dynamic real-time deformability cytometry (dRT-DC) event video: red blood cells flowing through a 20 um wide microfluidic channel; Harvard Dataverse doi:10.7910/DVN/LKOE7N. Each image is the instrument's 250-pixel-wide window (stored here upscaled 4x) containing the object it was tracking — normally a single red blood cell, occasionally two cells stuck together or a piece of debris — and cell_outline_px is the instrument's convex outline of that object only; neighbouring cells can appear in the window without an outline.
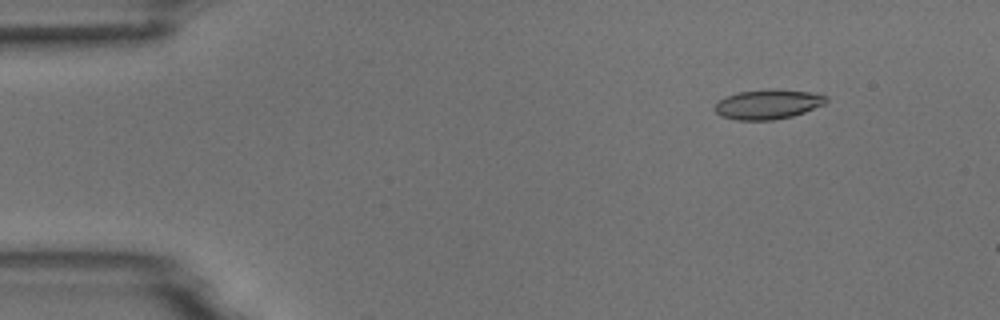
{"species": "common noctule bat (a hibernating species)", "species_latin": "Nyctalus noctula", "temperature_condition": "room temperature", "stored_images_in_passage": 3, "camera_frame_rate_fps": 3000, "um_per_image_px": 0.085, "animal": {"sex": "male", "body_mass_g": 18.8}, "frame": {"image": 1, "passage_image": 2, "time_ms": 1.333, "image_size_px": [1000, 320], "cell_outline_px": [[828, 100], [824, 104], [804, 112], [792, 116], [772, 120], [736, 120], [720, 116], [716, 112], [716, 104], [724, 96], [740, 92], [772, 88], [808, 92], [828, 96]], "centroid_in_image_um": [65.27, 8.86], "position_along_channel_um": 19.7, "area_um2": 19.19}}